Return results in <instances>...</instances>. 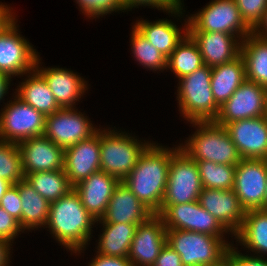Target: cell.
I'll return each instance as SVG.
<instances>
[{"label":"cell","instance_id":"obj_31","mask_svg":"<svg viewBox=\"0 0 267 266\" xmlns=\"http://www.w3.org/2000/svg\"><path fill=\"white\" fill-rule=\"evenodd\" d=\"M25 180L49 203L58 200L73 189L64 169L26 174Z\"/></svg>","mask_w":267,"mask_h":266},{"label":"cell","instance_id":"obj_9","mask_svg":"<svg viewBox=\"0 0 267 266\" xmlns=\"http://www.w3.org/2000/svg\"><path fill=\"white\" fill-rule=\"evenodd\" d=\"M0 112V141L20 143L44 135L46 116L16 95ZM11 101V102H10Z\"/></svg>","mask_w":267,"mask_h":266},{"label":"cell","instance_id":"obj_1","mask_svg":"<svg viewBox=\"0 0 267 266\" xmlns=\"http://www.w3.org/2000/svg\"><path fill=\"white\" fill-rule=\"evenodd\" d=\"M177 147L166 148L151 143L140 155L137 164L122 181L154 214L160 212L172 153Z\"/></svg>","mask_w":267,"mask_h":266},{"label":"cell","instance_id":"obj_26","mask_svg":"<svg viewBox=\"0 0 267 266\" xmlns=\"http://www.w3.org/2000/svg\"><path fill=\"white\" fill-rule=\"evenodd\" d=\"M240 55L245 63L246 80L267 89V40L252 32L241 41Z\"/></svg>","mask_w":267,"mask_h":266},{"label":"cell","instance_id":"obj_23","mask_svg":"<svg viewBox=\"0 0 267 266\" xmlns=\"http://www.w3.org/2000/svg\"><path fill=\"white\" fill-rule=\"evenodd\" d=\"M187 20V21H186ZM183 28L168 19L137 20L133 26L166 58L176 49L177 44L188 33V19L184 20ZM183 29V30H182Z\"/></svg>","mask_w":267,"mask_h":266},{"label":"cell","instance_id":"obj_32","mask_svg":"<svg viewBox=\"0 0 267 266\" xmlns=\"http://www.w3.org/2000/svg\"><path fill=\"white\" fill-rule=\"evenodd\" d=\"M201 184L208 189H233L236 166L210 161H196Z\"/></svg>","mask_w":267,"mask_h":266},{"label":"cell","instance_id":"obj_22","mask_svg":"<svg viewBox=\"0 0 267 266\" xmlns=\"http://www.w3.org/2000/svg\"><path fill=\"white\" fill-rule=\"evenodd\" d=\"M196 42L204 65L215 67L227 63L240 55L241 40L229 33L188 31Z\"/></svg>","mask_w":267,"mask_h":266},{"label":"cell","instance_id":"obj_16","mask_svg":"<svg viewBox=\"0 0 267 266\" xmlns=\"http://www.w3.org/2000/svg\"><path fill=\"white\" fill-rule=\"evenodd\" d=\"M198 202L212 214L217 221L234 237L242 226L246 215L240 200L233 189H208L203 188Z\"/></svg>","mask_w":267,"mask_h":266},{"label":"cell","instance_id":"obj_46","mask_svg":"<svg viewBox=\"0 0 267 266\" xmlns=\"http://www.w3.org/2000/svg\"><path fill=\"white\" fill-rule=\"evenodd\" d=\"M252 32L265 40H267V9L264 12L262 20L257 24V26L252 30Z\"/></svg>","mask_w":267,"mask_h":266},{"label":"cell","instance_id":"obj_51","mask_svg":"<svg viewBox=\"0 0 267 266\" xmlns=\"http://www.w3.org/2000/svg\"><path fill=\"white\" fill-rule=\"evenodd\" d=\"M262 210L267 211V189L265 193V200H264V205L262 207Z\"/></svg>","mask_w":267,"mask_h":266},{"label":"cell","instance_id":"obj_49","mask_svg":"<svg viewBox=\"0 0 267 266\" xmlns=\"http://www.w3.org/2000/svg\"><path fill=\"white\" fill-rule=\"evenodd\" d=\"M11 183L6 181L5 179L0 178V201L6 191L11 187Z\"/></svg>","mask_w":267,"mask_h":266},{"label":"cell","instance_id":"obj_5","mask_svg":"<svg viewBox=\"0 0 267 266\" xmlns=\"http://www.w3.org/2000/svg\"><path fill=\"white\" fill-rule=\"evenodd\" d=\"M106 129H100V168L122 182L150 143L116 128Z\"/></svg>","mask_w":267,"mask_h":266},{"label":"cell","instance_id":"obj_33","mask_svg":"<svg viewBox=\"0 0 267 266\" xmlns=\"http://www.w3.org/2000/svg\"><path fill=\"white\" fill-rule=\"evenodd\" d=\"M131 51L135 61L153 71H167V58L164 57L134 26L130 32Z\"/></svg>","mask_w":267,"mask_h":266},{"label":"cell","instance_id":"obj_19","mask_svg":"<svg viewBox=\"0 0 267 266\" xmlns=\"http://www.w3.org/2000/svg\"><path fill=\"white\" fill-rule=\"evenodd\" d=\"M40 55H38L35 63V69L47 81L49 88L54 95L58 105L61 108H76V102L85 95L88 90V83L77 72L72 70L47 67L43 68L41 64ZM85 80V81H84Z\"/></svg>","mask_w":267,"mask_h":266},{"label":"cell","instance_id":"obj_2","mask_svg":"<svg viewBox=\"0 0 267 266\" xmlns=\"http://www.w3.org/2000/svg\"><path fill=\"white\" fill-rule=\"evenodd\" d=\"M96 220L83 206L75 189L58 200L50 203L48 220L49 228L55 240L71 253L81 254L90 244L92 228ZM85 248V249H84Z\"/></svg>","mask_w":267,"mask_h":266},{"label":"cell","instance_id":"obj_44","mask_svg":"<svg viewBox=\"0 0 267 266\" xmlns=\"http://www.w3.org/2000/svg\"><path fill=\"white\" fill-rule=\"evenodd\" d=\"M89 266H133L131 261L126 257H111L102 254H96L92 258Z\"/></svg>","mask_w":267,"mask_h":266},{"label":"cell","instance_id":"obj_38","mask_svg":"<svg viewBox=\"0 0 267 266\" xmlns=\"http://www.w3.org/2000/svg\"><path fill=\"white\" fill-rule=\"evenodd\" d=\"M242 19L253 30L262 20L267 0H235Z\"/></svg>","mask_w":267,"mask_h":266},{"label":"cell","instance_id":"obj_18","mask_svg":"<svg viewBox=\"0 0 267 266\" xmlns=\"http://www.w3.org/2000/svg\"><path fill=\"white\" fill-rule=\"evenodd\" d=\"M100 170V129L87 140L64 149V172L73 187Z\"/></svg>","mask_w":267,"mask_h":266},{"label":"cell","instance_id":"obj_30","mask_svg":"<svg viewBox=\"0 0 267 266\" xmlns=\"http://www.w3.org/2000/svg\"><path fill=\"white\" fill-rule=\"evenodd\" d=\"M204 65L202 55L193 38L187 33L167 58L168 68L177 78L191 74Z\"/></svg>","mask_w":267,"mask_h":266},{"label":"cell","instance_id":"obj_42","mask_svg":"<svg viewBox=\"0 0 267 266\" xmlns=\"http://www.w3.org/2000/svg\"><path fill=\"white\" fill-rule=\"evenodd\" d=\"M233 246V244L229 246L225 255V258L232 266H267L265 256L259 257L252 254L248 256L247 254L240 253V251H237L238 248Z\"/></svg>","mask_w":267,"mask_h":266},{"label":"cell","instance_id":"obj_27","mask_svg":"<svg viewBox=\"0 0 267 266\" xmlns=\"http://www.w3.org/2000/svg\"><path fill=\"white\" fill-rule=\"evenodd\" d=\"M234 236L236 242L253 252V255H267V211H246L242 226Z\"/></svg>","mask_w":267,"mask_h":266},{"label":"cell","instance_id":"obj_4","mask_svg":"<svg viewBox=\"0 0 267 266\" xmlns=\"http://www.w3.org/2000/svg\"><path fill=\"white\" fill-rule=\"evenodd\" d=\"M177 83L179 112L188 122L215 121L220 107L211 89V67L203 65Z\"/></svg>","mask_w":267,"mask_h":266},{"label":"cell","instance_id":"obj_14","mask_svg":"<svg viewBox=\"0 0 267 266\" xmlns=\"http://www.w3.org/2000/svg\"><path fill=\"white\" fill-rule=\"evenodd\" d=\"M167 243V229L158 214L137 226L128 259L133 266H153Z\"/></svg>","mask_w":267,"mask_h":266},{"label":"cell","instance_id":"obj_36","mask_svg":"<svg viewBox=\"0 0 267 266\" xmlns=\"http://www.w3.org/2000/svg\"><path fill=\"white\" fill-rule=\"evenodd\" d=\"M192 231L218 237L230 234L212 214L200 205L198 200L193 201Z\"/></svg>","mask_w":267,"mask_h":266},{"label":"cell","instance_id":"obj_35","mask_svg":"<svg viewBox=\"0 0 267 266\" xmlns=\"http://www.w3.org/2000/svg\"><path fill=\"white\" fill-rule=\"evenodd\" d=\"M158 215L167 230L192 231L193 202L176 205H161Z\"/></svg>","mask_w":267,"mask_h":266},{"label":"cell","instance_id":"obj_48","mask_svg":"<svg viewBox=\"0 0 267 266\" xmlns=\"http://www.w3.org/2000/svg\"><path fill=\"white\" fill-rule=\"evenodd\" d=\"M12 81L11 79H9L5 74L0 73V101L4 100V96L6 94H8V90H9V86L11 84Z\"/></svg>","mask_w":267,"mask_h":266},{"label":"cell","instance_id":"obj_20","mask_svg":"<svg viewBox=\"0 0 267 266\" xmlns=\"http://www.w3.org/2000/svg\"><path fill=\"white\" fill-rule=\"evenodd\" d=\"M154 213L146 207L123 183L114 189L108 202L105 215L96 223H128L139 225L147 221Z\"/></svg>","mask_w":267,"mask_h":266},{"label":"cell","instance_id":"obj_34","mask_svg":"<svg viewBox=\"0 0 267 266\" xmlns=\"http://www.w3.org/2000/svg\"><path fill=\"white\" fill-rule=\"evenodd\" d=\"M0 178L12 185L25 179L18 144L0 141Z\"/></svg>","mask_w":267,"mask_h":266},{"label":"cell","instance_id":"obj_52","mask_svg":"<svg viewBox=\"0 0 267 266\" xmlns=\"http://www.w3.org/2000/svg\"><path fill=\"white\" fill-rule=\"evenodd\" d=\"M265 119L267 120V96H266V104H265Z\"/></svg>","mask_w":267,"mask_h":266},{"label":"cell","instance_id":"obj_21","mask_svg":"<svg viewBox=\"0 0 267 266\" xmlns=\"http://www.w3.org/2000/svg\"><path fill=\"white\" fill-rule=\"evenodd\" d=\"M119 183L117 178L100 170L80 181L73 188L86 210L95 220H99L105 215L108 202Z\"/></svg>","mask_w":267,"mask_h":266},{"label":"cell","instance_id":"obj_7","mask_svg":"<svg viewBox=\"0 0 267 266\" xmlns=\"http://www.w3.org/2000/svg\"><path fill=\"white\" fill-rule=\"evenodd\" d=\"M188 31L229 33L241 41L252 33L235 0H212L201 11L188 16Z\"/></svg>","mask_w":267,"mask_h":266},{"label":"cell","instance_id":"obj_8","mask_svg":"<svg viewBox=\"0 0 267 266\" xmlns=\"http://www.w3.org/2000/svg\"><path fill=\"white\" fill-rule=\"evenodd\" d=\"M202 189L196 161L190 158L178 145L171 155L168 181L162 205L197 201Z\"/></svg>","mask_w":267,"mask_h":266},{"label":"cell","instance_id":"obj_37","mask_svg":"<svg viewBox=\"0 0 267 266\" xmlns=\"http://www.w3.org/2000/svg\"><path fill=\"white\" fill-rule=\"evenodd\" d=\"M84 15L88 18L99 19L113 12H126L122 0H75Z\"/></svg>","mask_w":267,"mask_h":266},{"label":"cell","instance_id":"obj_6","mask_svg":"<svg viewBox=\"0 0 267 266\" xmlns=\"http://www.w3.org/2000/svg\"><path fill=\"white\" fill-rule=\"evenodd\" d=\"M225 237L186 230H167V244L181 258L184 266H213L226 255L230 245Z\"/></svg>","mask_w":267,"mask_h":266},{"label":"cell","instance_id":"obj_15","mask_svg":"<svg viewBox=\"0 0 267 266\" xmlns=\"http://www.w3.org/2000/svg\"><path fill=\"white\" fill-rule=\"evenodd\" d=\"M224 127L242 159L267 160V120L264 116L234 121Z\"/></svg>","mask_w":267,"mask_h":266},{"label":"cell","instance_id":"obj_41","mask_svg":"<svg viewBox=\"0 0 267 266\" xmlns=\"http://www.w3.org/2000/svg\"><path fill=\"white\" fill-rule=\"evenodd\" d=\"M20 232L24 233V230L19 221L0 206V239L13 243Z\"/></svg>","mask_w":267,"mask_h":266},{"label":"cell","instance_id":"obj_29","mask_svg":"<svg viewBox=\"0 0 267 266\" xmlns=\"http://www.w3.org/2000/svg\"><path fill=\"white\" fill-rule=\"evenodd\" d=\"M22 202V229L31 231L46 226L50 203L25 180L18 182ZM31 229V230H30Z\"/></svg>","mask_w":267,"mask_h":266},{"label":"cell","instance_id":"obj_12","mask_svg":"<svg viewBox=\"0 0 267 266\" xmlns=\"http://www.w3.org/2000/svg\"><path fill=\"white\" fill-rule=\"evenodd\" d=\"M267 189V160L242 159L235 170L233 190L245 211L262 210Z\"/></svg>","mask_w":267,"mask_h":266},{"label":"cell","instance_id":"obj_28","mask_svg":"<svg viewBox=\"0 0 267 266\" xmlns=\"http://www.w3.org/2000/svg\"><path fill=\"white\" fill-rule=\"evenodd\" d=\"M102 224V234L99 236L96 253L111 257L128 258L131 243L138 225L128 223Z\"/></svg>","mask_w":267,"mask_h":266},{"label":"cell","instance_id":"obj_10","mask_svg":"<svg viewBox=\"0 0 267 266\" xmlns=\"http://www.w3.org/2000/svg\"><path fill=\"white\" fill-rule=\"evenodd\" d=\"M16 16L0 30V73L9 79L33 71L39 54L19 33Z\"/></svg>","mask_w":267,"mask_h":266},{"label":"cell","instance_id":"obj_45","mask_svg":"<svg viewBox=\"0 0 267 266\" xmlns=\"http://www.w3.org/2000/svg\"><path fill=\"white\" fill-rule=\"evenodd\" d=\"M12 244L4 239H0V266H9L10 263V250Z\"/></svg>","mask_w":267,"mask_h":266},{"label":"cell","instance_id":"obj_17","mask_svg":"<svg viewBox=\"0 0 267 266\" xmlns=\"http://www.w3.org/2000/svg\"><path fill=\"white\" fill-rule=\"evenodd\" d=\"M18 147L24 175L64 169V149L44 135L26 139Z\"/></svg>","mask_w":267,"mask_h":266},{"label":"cell","instance_id":"obj_39","mask_svg":"<svg viewBox=\"0 0 267 266\" xmlns=\"http://www.w3.org/2000/svg\"><path fill=\"white\" fill-rule=\"evenodd\" d=\"M125 8L127 11L132 10V8H139V6H149V7H155L158 10H163V12L168 13V15L171 13V16H177L180 18L182 16L183 11V1L181 0H122Z\"/></svg>","mask_w":267,"mask_h":266},{"label":"cell","instance_id":"obj_13","mask_svg":"<svg viewBox=\"0 0 267 266\" xmlns=\"http://www.w3.org/2000/svg\"><path fill=\"white\" fill-rule=\"evenodd\" d=\"M267 89L245 80L233 95L220 107L215 123H227L265 115Z\"/></svg>","mask_w":267,"mask_h":266},{"label":"cell","instance_id":"obj_3","mask_svg":"<svg viewBox=\"0 0 267 266\" xmlns=\"http://www.w3.org/2000/svg\"><path fill=\"white\" fill-rule=\"evenodd\" d=\"M196 128L192 136L179 144L190 158L195 161H210L218 164L236 166L241 156L224 126L214 121L190 122Z\"/></svg>","mask_w":267,"mask_h":266},{"label":"cell","instance_id":"obj_43","mask_svg":"<svg viewBox=\"0 0 267 266\" xmlns=\"http://www.w3.org/2000/svg\"><path fill=\"white\" fill-rule=\"evenodd\" d=\"M153 266H184L180 255L172 249L167 243L161 249V252Z\"/></svg>","mask_w":267,"mask_h":266},{"label":"cell","instance_id":"obj_11","mask_svg":"<svg viewBox=\"0 0 267 266\" xmlns=\"http://www.w3.org/2000/svg\"><path fill=\"white\" fill-rule=\"evenodd\" d=\"M84 115L75 108H61L46 116L44 136L63 149L87 140L99 128Z\"/></svg>","mask_w":267,"mask_h":266},{"label":"cell","instance_id":"obj_24","mask_svg":"<svg viewBox=\"0 0 267 266\" xmlns=\"http://www.w3.org/2000/svg\"><path fill=\"white\" fill-rule=\"evenodd\" d=\"M27 76L14 92L23 102L43 113L51 115L61 109L52 94L47 81L36 70L26 73Z\"/></svg>","mask_w":267,"mask_h":266},{"label":"cell","instance_id":"obj_50","mask_svg":"<svg viewBox=\"0 0 267 266\" xmlns=\"http://www.w3.org/2000/svg\"><path fill=\"white\" fill-rule=\"evenodd\" d=\"M213 266H232V264L224 257L218 264Z\"/></svg>","mask_w":267,"mask_h":266},{"label":"cell","instance_id":"obj_40","mask_svg":"<svg viewBox=\"0 0 267 266\" xmlns=\"http://www.w3.org/2000/svg\"><path fill=\"white\" fill-rule=\"evenodd\" d=\"M0 206L19 221L22 228V202L18 191V183L11 185L0 201Z\"/></svg>","mask_w":267,"mask_h":266},{"label":"cell","instance_id":"obj_25","mask_svg":"<svg viewBox=\"0 0 267 266\" xmlns=\"http://www.w3.org/2000/svg\"><path fill=\"white\" fill-rule=\"evenodd\" d=\"M245 80V63L241 55L230 62L212 67L211 89L216 104L221 107Z\"/></svg>","mask_w":267,"mask_h":266},{"label":"cell","instance_id":"obj_47","mask_svg":"<svg viewBox=\"0 0 267 266\" xmlns=\"http://www.w3.org/2000/svg\"><path fill=\"white\" fill-rule=\"evenodd\" d=\"M13 8L3 3H0V25H6L15 15V12H12Z\"/></svg>","mask_w":267,"mask_h":266}]
</instances>
